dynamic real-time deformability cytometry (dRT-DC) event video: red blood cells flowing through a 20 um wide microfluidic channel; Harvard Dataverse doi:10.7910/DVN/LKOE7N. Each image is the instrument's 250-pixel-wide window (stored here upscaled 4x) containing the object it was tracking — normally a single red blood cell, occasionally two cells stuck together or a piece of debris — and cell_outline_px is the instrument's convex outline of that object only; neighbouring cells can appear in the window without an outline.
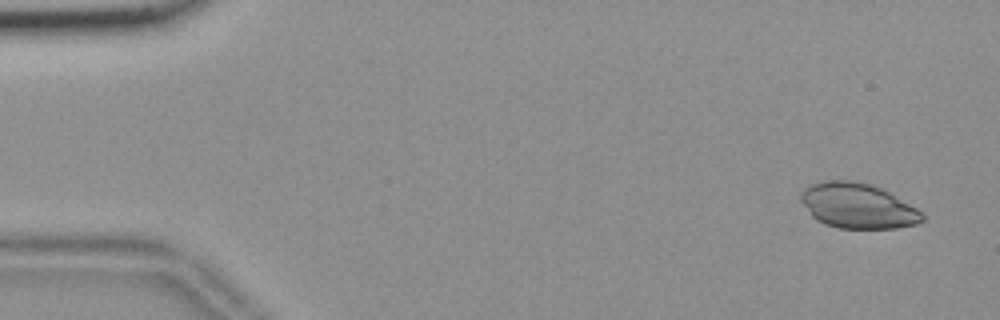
{"species": "common noctule bat (a hibernating species)", "species_latin": "Nyctalus noctula", "temperature_condition": "room temperature", "stored_images_in_passage": 55, "camera_frame_rate_fps": 3000, "um_per_image_px": 0.085, "animal": {"sex": "female", "body_mass_g": 18.4}, "frame": {"image": 1, "passage_image": 3, "time_ms": 0.667, "image_size_px": [1000, 320], "cell_outline_px": [[924, 220], [916, 224], [896, 228], [840, 228], [824, 224], [816, 220], [812, 216], [800, 200], [800, 192], [808, 184], [828, 180], [848, 180], [872, 184], [888, 192], [916, 208], [924, 216]], "centroid_in_image_um": [72.86, 17.49], "position_along_channel_um": 12.1, "area_um2": 31.85}}